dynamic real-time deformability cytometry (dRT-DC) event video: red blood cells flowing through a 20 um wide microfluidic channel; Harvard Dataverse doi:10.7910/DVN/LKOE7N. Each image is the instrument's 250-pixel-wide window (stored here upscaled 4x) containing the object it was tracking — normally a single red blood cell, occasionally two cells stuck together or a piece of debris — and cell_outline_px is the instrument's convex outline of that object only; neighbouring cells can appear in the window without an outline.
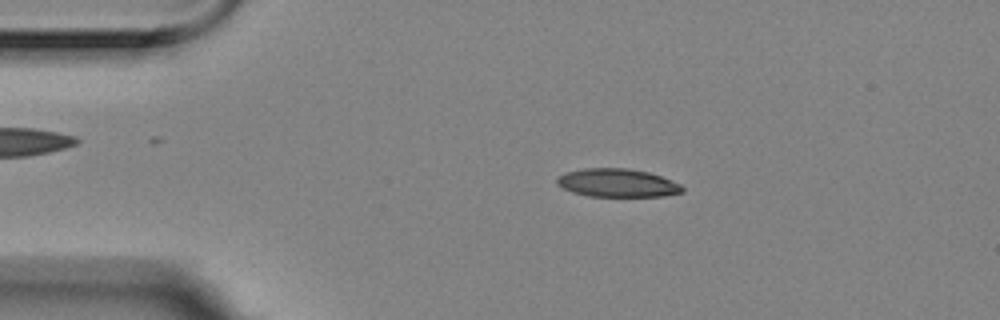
{"species": "Egyptian fruit bat (a non-hibernating species)", "species_latin": "Rousettus aegyptiacus", "temperature_condition": "room temperature", "stored_images_in_passage": 4, "camera_frame_rate_fps": 3000, "um_per_image_px": 0.085, "animal": {"sex": "female"}, "frame": {"image": 1, "passage_image": 2, "time_ms": 0.333, "image_size_px": [1000, 320], "cell_outline_px": [[684, 192], [664, 196], [588, 196], [572, 192], [556, 184], [556, 180], [564, 172], [584, 168], [628, 168], [648, 172], [660, 176], [680, 184], [684, 188]], "centroid_in_image_um": [52.47, 15.54], "position_along_channel_um": 32.5, "area_um2": 20.63}}
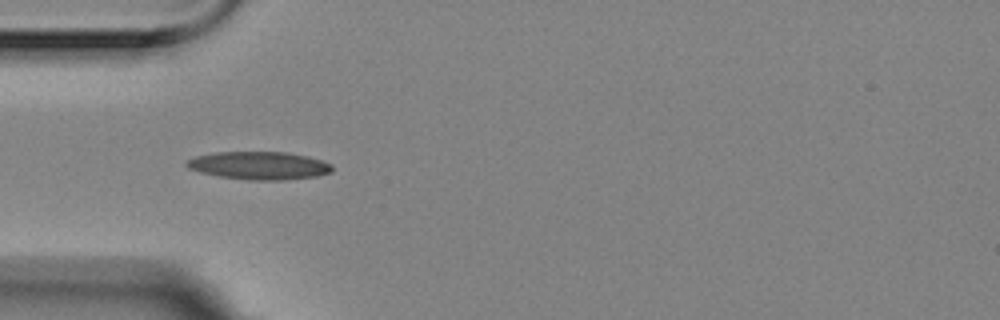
{"frame": {"image": 2, "passage_image": 4, "time_ms": 1.0, "image_size_px": [1000, 320], "cell_outline_px": [[332, 172], [316, 176], [284, 180], [248, 180], [220, 176], [200, 172], [188, 168], [184, 164], [188, 160], [196, 156], [216, 152], [288, 152], [308, 156], [332, 164]], "centroid_in_image_um": [22.04, 14.07], "position_along_channel_um": 63.0, "area_um2": 23.64}}